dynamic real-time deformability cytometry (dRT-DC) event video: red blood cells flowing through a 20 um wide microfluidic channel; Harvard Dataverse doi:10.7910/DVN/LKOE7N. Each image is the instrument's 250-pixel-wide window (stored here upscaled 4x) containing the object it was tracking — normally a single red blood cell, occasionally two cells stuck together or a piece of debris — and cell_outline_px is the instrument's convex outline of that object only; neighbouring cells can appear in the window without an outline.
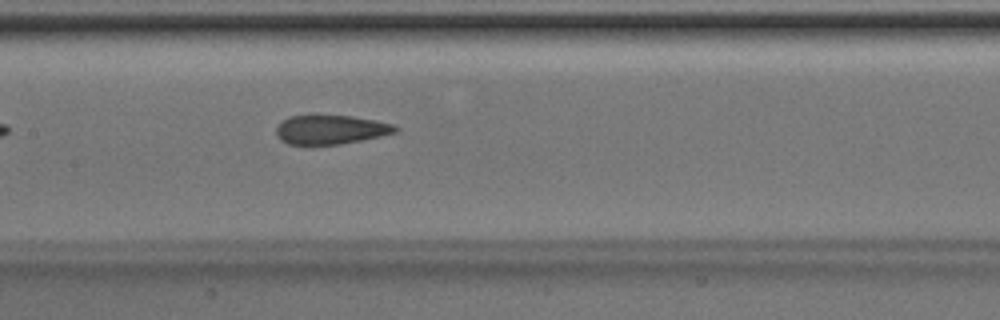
{"species": "Egyptian fruit bat (a non-hibernating species)", "species_latin": "Rousettus aegyptiacus", "temperature_condition": "room temperature", "stored_images_in_passage": 4, "camera_frame_rate_fps": 3000, "um_per_image_px": 0.085, "animal": {"sex": "male"}, "frame": {"image": 1, "passage_image": 4, "time_ms": 1.0, "image_size_px": [1000, 320], "cell_outline_px": [[400, 128], [396, 132], [380, 136], [340, 144], [288, 144], [280, 140], [276, 136], [276, 128], [288, 116], [352, 116], [376, 120], [396, 124]], "centroid_in_image_um": [28.14, 11.02], "position_along_channel_um": 179.3, "area_um2": 20.06}}